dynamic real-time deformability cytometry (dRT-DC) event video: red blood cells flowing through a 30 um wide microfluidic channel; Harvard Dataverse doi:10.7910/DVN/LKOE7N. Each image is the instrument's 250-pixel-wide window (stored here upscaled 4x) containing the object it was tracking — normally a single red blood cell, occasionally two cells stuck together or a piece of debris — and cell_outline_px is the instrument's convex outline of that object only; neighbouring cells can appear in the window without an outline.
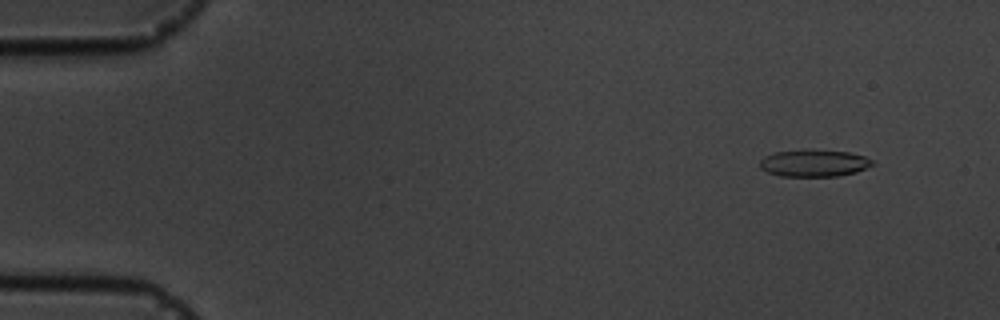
{"species": "common noctule bat (a hibernating species)", "species_latin": "Nyctalus noctula", "temperature_condition": "cold", "stored_images_in_passage": 7, "camera_frame_rate_fps": 3000, "um_per_image_px": 0.085, "animal": {"sex": "male", "body_mass_g": 19.5, "forearm_length_mm": 54.6}, "frame": {"image": 1, "passage_image": 1, "time_ms": 0.0, "image_size_px": [1000, 320], "cell_outline_px": [[876, 164], [856, 172], [836, 176], [780, 176], [768, 172], [760, 168], [760, 160], [764, 156], [772, 152], [804, 148], [812, 148], [848, 152], [864, 156], [872, 160]], "centroid_in_image_um": [69.17, 13.83], "position_along_channel_um": 15.8, "area_um2": 18.21}}
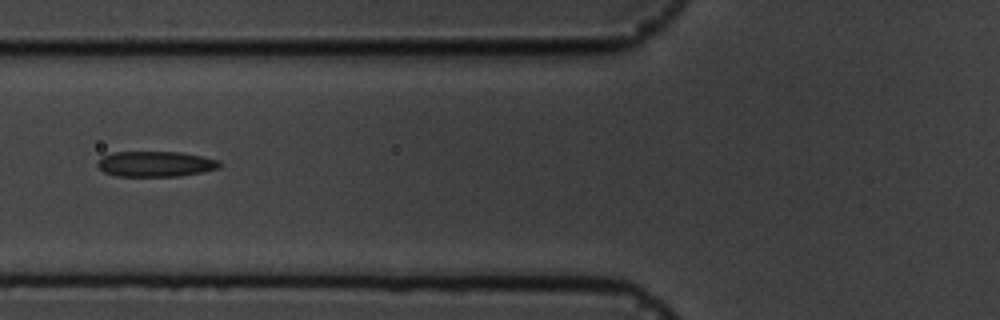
{"frame": {"image": 2, "passage_image": 6, "time_ms": 5.667, "image_size_px": [1000, 320], "cell_outline_px": [[220, 168], [204, 172], [180, 176], [116, 176], [104, 172], [96, 164], [104, 156], [116, 152], [180, 152], [220, 160]], "centroid_in_image_um": [13.26, 13.94], "position_along_channel_um": 112.5, "area_um2": 18.03}}
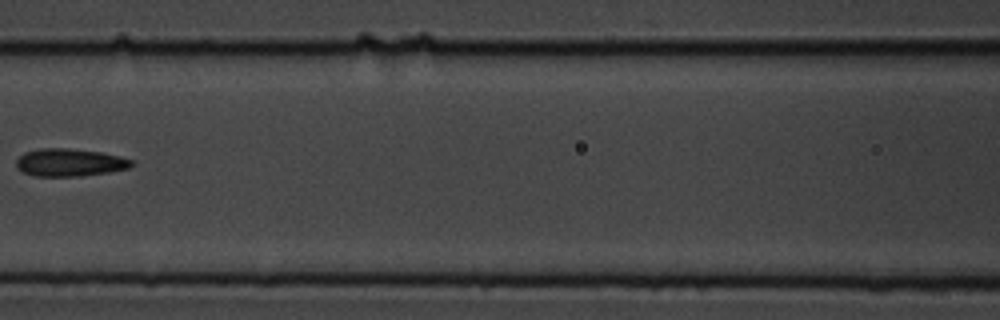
{"frame": {"image": 3, "passage_image": 7, "time_ms": 7.0, "image_size_px": [1000, 320], "cell_outline_px": [[132, 164], [128, 168], [108, 172], [76, 176], [36, 176], [24, 172], [16, 168], [16, 160], [24, 152], [40, 148], [68, 148], [100, 152], [120, 156], [132, 160]], "centroid_in_image_um": [5.88, 13.8], "position_along_channel_um": 160.7, "area_um2": 18.44}}